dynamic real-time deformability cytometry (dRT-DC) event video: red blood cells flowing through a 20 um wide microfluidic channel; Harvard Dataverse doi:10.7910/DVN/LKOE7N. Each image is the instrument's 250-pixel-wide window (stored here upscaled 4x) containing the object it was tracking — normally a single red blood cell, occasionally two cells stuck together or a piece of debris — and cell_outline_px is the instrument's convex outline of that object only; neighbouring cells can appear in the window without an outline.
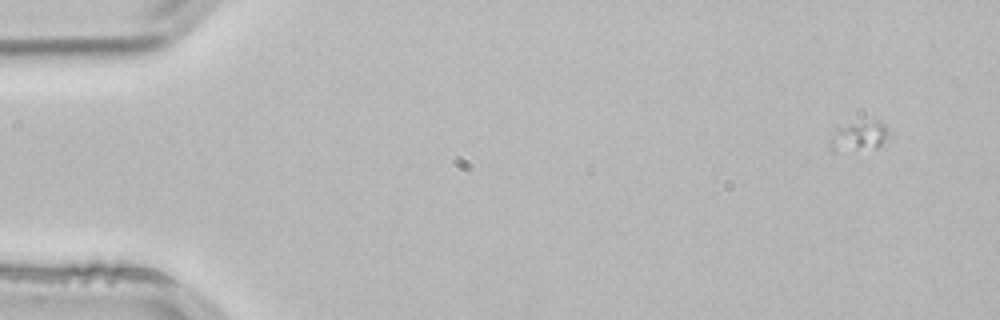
{"species": "common noctule bat (a hibernating species)", "species_latin": "Nyctalus noctula", "temperature_condition": "room temperature", "stored_images_in_passage": 4, "camera_frame_rate_fps": 3000, "um_per_image_px": 0.085, "animal": {"sex": "male", "body_mass_g": 21.5, "forearm_length_mm": 52.0}, "frame": {"image": 1, "passage_image": 1, "time_ms": 0.0, "image_size_px": [1000, 320], "cell_outline_px": [[888, 136], [876, 148], [836, 152], [832, 152], [828, 144], [836, 124], [876, 120], [884, 124], [888, 128]], "centroid_in_image_um": [72.91, 11.56], "position_along_channel_um": 12.1, "area_um2": 10.64}}